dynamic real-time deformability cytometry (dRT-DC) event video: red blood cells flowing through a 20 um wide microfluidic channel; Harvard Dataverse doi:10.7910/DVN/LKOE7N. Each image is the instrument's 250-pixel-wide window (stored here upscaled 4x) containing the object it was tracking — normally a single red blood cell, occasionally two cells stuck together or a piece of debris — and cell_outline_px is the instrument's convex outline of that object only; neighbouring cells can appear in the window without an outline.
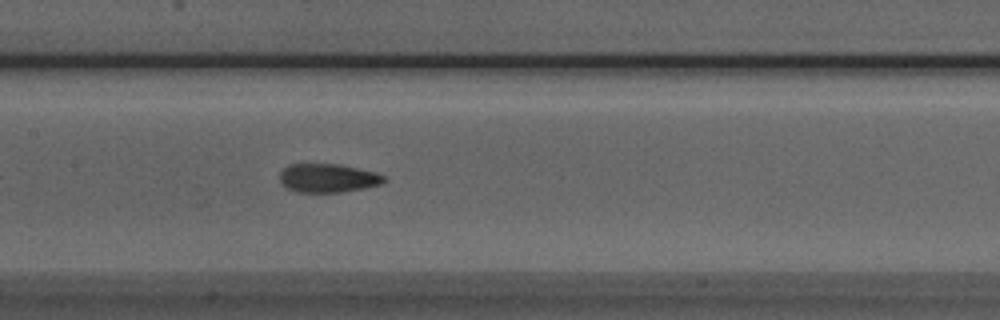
{"species": "Egyptian fruit bat (a non-hibernating species)", "species_latin": "Rousettus aegyptiacus", "temperature_condition": "room temperature", "stored_images_in_passage": 40, "camera_frame_rate_fps": 3000, "um_per_image_px": 0.085, "animal": {"sex": "male"}, "frame": {"image": 1, "passage_image": 13, "time_ms": 4.0, "image_size_px": [1000, 320], "cell_outline_px": [[388, 180], [384, 184], [364, 188], [340, 192], [296, 192], [284, 188], [280, 184], [280, 172], [288, 164], [340, 164], [376, 172], [384, 176]], "centroid_in_image_um": [27.87, 15.14], "position_along_channel_um": 179.5, "area_um2": 17.74}}
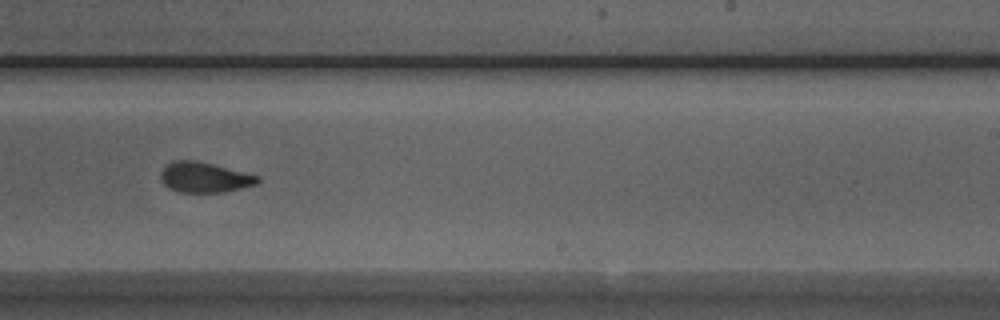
{"frame": {"image": 2, "passage_image": 20, "time_ms": 6.333, "image_size_px": [1000, 320], "cell_outline_px": [[260, 180], [256, 184], [224, 192], [180, 192], [168, 188], [164, 184], [160, 176], [160, 172], [172, 160], [192, 160], [212, 164], [260, 176]], "centroid_in_image_um": [17.36, 15.07], "position_along_channel_um": 271.6, "area_um2": 16.94}}
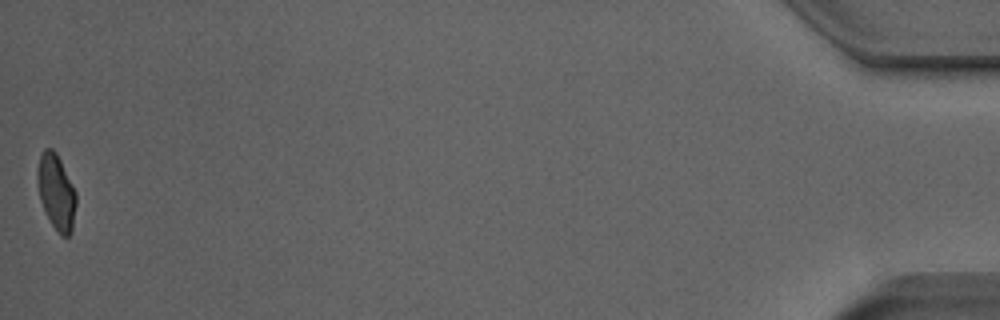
{"frame": {"image": 3, "passage_image": 40, "time_ms": 13.0, "image_size_px": [1000, 320], "cell_outline_px": [[76, 204], [72, 232], [68, 236], [60, 236], [52, 224], [40, 200], [36, 172], [40, 156], [44, 148], [52, 148], [56, 152], [76, 192]], "centroid_in_image_um": [4.79, 16.32], "position_along_channel_um": 430.4, "area_um2": 16.88}, "authors_computed_cell_mechanics": {"area_um2": 17.7446, "velocity_mm_per_s": 3.9577, "shape_relaxation_time_tau1_ms": 6.0381, "shape_relaxation_time_tau2_ms": 1.6501, "deformation_change_tau1": 0.2002, "deformation_change_tau2": 0.0911}}